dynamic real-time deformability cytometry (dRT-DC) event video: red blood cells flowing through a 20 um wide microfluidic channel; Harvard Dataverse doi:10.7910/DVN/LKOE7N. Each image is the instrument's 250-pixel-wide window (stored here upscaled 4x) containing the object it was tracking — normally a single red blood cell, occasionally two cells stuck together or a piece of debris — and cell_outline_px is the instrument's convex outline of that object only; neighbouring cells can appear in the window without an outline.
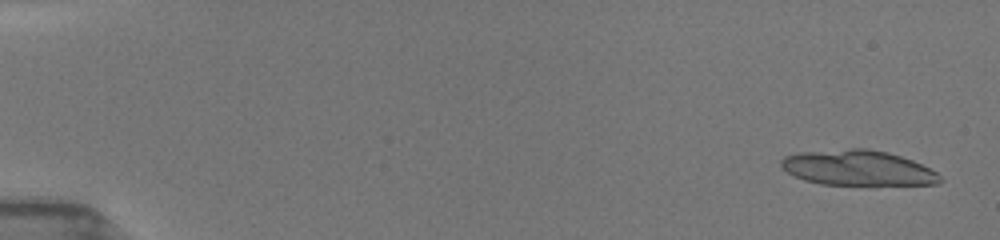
{"species": "common noctule bat (a hibernating species)", "species_latin": "Nyctalus noctula", "temperature_condition": "room temperature", "stored_images_in_passage": 48, "camera_frame_rate_fps": 3000, "um_per_image_px": 0.085, "animal": {"sex": "female", "body_mass_g": 19.5, "forearm_length_mm": 54.1}, "frame": {"image": 1, "passage_image": 2, "time_ms": 0.333, "image_size_px": [1000, 240], "cell_outline_px": [[944, 180], [940, 184], [820, 184], [804, 180], [788, 172], [780, 164], [780, 160], [784, 156], [800, 152], [848, 148], [868, 148], [888, 152], [912, 160], [936, 172]], "centroid_in_image_um": [72.91, 14.26], "position_along_channel_um": 12.1, "area_um2": 32.43}}